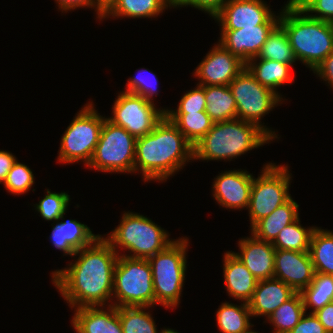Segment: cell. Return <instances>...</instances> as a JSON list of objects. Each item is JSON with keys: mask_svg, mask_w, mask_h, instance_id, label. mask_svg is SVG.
<instances>
[{"mask_svg": "<svg viewBox=\"0 0 333 333\" xmlns=\"http://www.w3.org/2000/svg\"><path fill=\"white\" fill-rule=\"evenodd\" d=\"M278 24H260L237 30H221L219 43L243 62L256 57Z\"/></svg>", "mask_w": 333, "mask_h": 333, "instance_id": "17", "label": "cell"}, {"mask_svg": "<svg viewBox=\"0 0 333 333\" xmlns=\"http://www.w3.org/2000/svg\"><path fill=\"white\" fill-rule=\"evenodd\" d=\"M174 7V0H112L105 6L102 18H155L167 8Z\"/></svg>", "mask_w": 333, "mask_h": 333, "instance_id": "23", "label": "cell"}, {"mask_svg": "<svg viewBox=\"0 0 333 333\" xmlns=\"http://www.w3.org/2000/svg\"><path fill=\"white\" fill-rule=\"evenodd\" d=\"M149 306L117 307L123 333H159Z\"/></svg>", "mask_w": 333, "mask_h": 333, "instance_id": "33", "label": "cell"}, {"mask_svg": "<svg viewBox=\"0 0 333 333\" xmlns=\"http://www.w3.org/2000/svg\"><path fill=\"white\" fill-rule=\"evenodd\" d=\"M253 328L251 327L246 333H258L255 330H252Z\"/></svg>", "mask_w": 333, "mask_h": 333, "instance_id": "49", "label": "cell"}, {"mask_svg": "<svg viewBox=\"0 0 333 333\" xmlns=\"http://www.w3.org/2000/svg\"><path fill=\"white\" fill-rule=\"evenodd\" d=\"M305 311L312 309L310 313L323 308L333 302V275L321 273L314 274L313 281L301 292Z\"/></svg>", "mask_w": 333, "mask_h": 333, "instance_id": "32", "label": "cell"}, {"mask_svg": "<svg viewBox=\"0 0 333 333\" xmlns=\"http://www.w3.org/2000/svg\"><path fill=\"white\" fill-rule=\"evenodd\" d=\"M279 25L297 61L314 71L333 52V23L310 17L299 6H284Z\"/></svg>", "mask_w": 333, "mask_h": 333, "instance_id": "3", "label": "cell"}, {"mask_svg": "<svg viewBox=\"0 0 333 333\" xmlns=\"http://www.w3.org/2000/svg\"><path fill=\"white\" fill-rule=\"evenodd\" d=\"M253 175L247 170H228L214 178L212 196L217 204L226 209L248 208Z\"/></svg>", "mask_w": 333, "mask_h": 333, "instance_id": "15", "label": "cell"}, {"mask_svg": "<svg viewBox=\"0 0 333 333\" xmlns=\"http://www.w3.org/2000/svg\"><path fill=\"white\" fill-rule=\"evenodd\" d=\"M34 178L33 171L27 165L17 160L8 172L3 185L8 190L7 192L13 195H22L30 191L31 187L34 186Z\"/></svg>", "mask_w": 333, "mask_h": 333, "instance_id": "36", "label": "cell"}, {"mask_svg": "<svg viewBox=\"0 0 333 333\" xmlns=\"http://www.w3.org/2000/svg\"><path fill=\"white\" fill-rule=\"evenodd\" d=\"M120 220L107 237L103 236L118 255L149 259L175 241L169 239L170 234L164 228L142 214L124 211ZM126 251L130 254H125Z\"/></svg>", "mask_w": 333, "mask_h": 333, "instance_id": "5", "label": "cell"}, {"mask_svg": "<svg viewBox=\"0 0 333 333\" xmlns=\"http://www.w3.org/2000/svg\"><path fill=\"white\" fill-rule=\"evenodd\" d=\"M167 110L157 108L140 95L121 91L112 106V117L107 119L139 138L152 132Z\"/></svg>", "mask_w": 333, "mask_h": 333, "instance_id": "12", "label": "cell"}, {"mask_svg": "<svg viewBox=\"0 0 333 333\" xmlns=\"http://www.w3.org/2000/svg\"><path fill=\"white\" fill-rule=\"evenodd\" d=\"M293 65L260 59L256 56L245 63V68L262 86L274 91L283 99L277 88L294 81V76L291 74Z\"/></svg>", "mask_w": 333, "mask_h": 333, "instance_id": "24", "label": "cell"}, {"mask_svg": "<svg viewBox=\"0 0 333 333\" xmlns=\"http://www.w3.org/2000/svg\"><path fill=\"white\" fill-rule=\"evenodd\" d=\"M100 1L104 6H106L112 0H100Z\"/></svg>", "mask_w": 333, "mask_h": 333, "instance_id": "48", "label": "cell"}, {"mask_svg": "<svg viewBox=\"0 0 333 333\" xmlns=\"http://www.w3.org/2000/svg\"><path fill=\"white\" fill-rule=\"evenodd\" d=\"M229 87L236 102L237 119L256 124L272 140L279 139V135L261 120L285 99L262 86L246 68L229 83Z\"/></svg>", "mask_w": 333, "mask_h": 333, "instance_id": "9", "label": "cell"}, {"mask_svg": "<svg viewBox=\"0 0 333 333\" xmlns=\"http://www.w3.org/2000/svg\"><path fill=\"white\" fill-rule=\"evenodd\" d=\"M327 333H333V302L314 312Z\"/></svg>", "mask_w": 333, "mask_h": 333, "instance_id": "44", "label": "cell"}, {"mask_svg": "<svg viewBox=\"0 0 333 333\" xmlns=\"http://www.w3.org/2000/svg\"><path fill=\"white\" fill-rule=\"evenodd\" d=\"M313 73L333 89V52L316 67Z\"/></svg>", "mask_w": 333, "mask_h": 333, "instance_id": "43", "label": "cell"}, {"mask_svg": "<svg viewBox=\"0 0 333 333\" xmlns=\"http://www.w3.org/2000/svg\"><path fill=\"white\" fill-rule=\"evenodd\" d=\"M205 99L206 113L214 123L237 119V106L229 86H205Z\"/></svg>", "mask_w": 333, "mask_h": 333, "instance_id": "26", "label": "cell"}, {"mask_svg": "<svg viewBox=\"0 0 333 333\" xmlns=\"http://www.w3.org/2000/svg\"><path fill=\"white\" fill-rule=\"evenodd\" d=\"M56 223V224H55ZM50 242L64 255L72 257L76 251L91 245L100 234L92 233L90 227L77 220L61 221L53 223Z\"/></svg>", "mask_w": 333, "mask_h": 333, "instance_id": "21", "label": "cell"}, {"mask_svg": "<svg viewBox=\"0 0 333 333\" xmlns=\"http://www.w3.org/2000/svg\"><path fill=\"white\" fill-rule=\"evenodd\" d=\"M165 115L193 146L211 129L214 123L206 111L165 112Z\"/></svg>", "mask_w": 333, "mask_h": 333, "instance_id": "27", "label": "cell"}, {"mask_svg": "<svg viewBox=\"0 0 333 333\" xmlns=\"http://www.w3.org/2000/svg\"><path fill=\"white\" fill-rule=\"evenodd\" d=\"M257 57L284 64H294L297 61L286 32L279 24L269 34Z\"/></svg>", "mask_w": 333, "mask_h": 333, "instance_id": "34", "label": "cell"}, {"mask_svg": "<svg viewBox=\"0 0 333 333\" xmlns=\"http://www.w3.org/2000/svg\"><path fill=\"white\" fill-rule=\"evenodd\" d=\"M104 120L105 116L98 113L93 102L86 103L62 134L58 162H83L87 167L99 141Z\"/></svg>", "mask_w": 333, "mask_h": 333, "instance_id": "8", "label": "cell"}, {"mask_svg": "<svg viewBox=\"0 0 333 333\" xmlns=\"http://www.w3.org/2000/svg\"><path fill=\"white\" fill-rule=\"evenodd\" d=\"M307 315V316H306ZM289 333H327L314 313H306Z\"/></svg>", "mask_w": 333, "mask_h": 333, "instance_id": "42", "label": "cell"}, {"mask_svg": "<svg viewBox=\"0 0 333 333\" xmlns=\"http://www.w3.org/2000/svg\"><path fill=\"white\" fill-rule=\"evenodd\" d=\"M264 0H228L212 17L221 30H237L260 24H279L280 13L271 11Z\"/></svg>", "mask_w": 333, "mask_h": 333, "instance_id": "13", "label": "cell"}, {"mask_svg": "<svg viewBox=\"0 0 333 333\" xmlns=\"http://www.w3.org/2000/svg\"><path fill=\"white\" fill-rule=\"evenodd\" d=\"M177 106V110L169 109L166 112L206 111L205 86L196 84L194 89L186 91Z\"/></svg>", "mask_w": 333, "mask_h": 333, "instance_id": "38", "label": "cell"}, {"mask_svg": "<svg viewBox=\"0 0 333 333\" xmlns=\"http://www.w3.org/2000/svg\"><path fill=\"white\" fill-rule=\"evenodd\" d=\"M296 292L283 281L276 278L257 282L251 300L248 302L252 318H268L282 303L292 298Z\"/></svg>", "mask_w": 333, "mask_h": 333, "instance_id": "20", "label": "cell"}, {"mask_svg": "<svg viewBox=\"0 0 333 333\" xmlns=\"http://www.w3.org/2000/svg\"><path fill=\"white\" fill-rule=\"evenodd\" d=\"M299 7L312 18L333 23V0H305Z\"/></svg>", "mask_w": 333, "mask_h": 333, "instance_id": "39", "label": "cell"}, {"mask_svg": "<svg viewBox=\"0 0 333 333\" xmlns=\"http://www.w3.org/2000/svg\"><path fill=\"white\" fill-rule=\"evenodd\" d=\"M299 206L291 197L270 215L257 221L250 228L251 232L249 233L259 240L273 242L284 227L299 218Z\"/></svg>", "mask_w": 333, "mask_h": 333, "instance_id": "25", "label": "cell"}, {"mask_svg": "<svg viewBox=\"0 0 333 333\" xmlns=\"http://www.w3.org/2000/svg\"><path fill=\"white\" fill-rule=\"evenodd\" d=\"M193 145L165 115L149 134L136 140L134 173L144 182H165L193 160ZM192 160V161H190Z\"/></svg>", "mask_w": 333, "mask_h": 333, "instance_id": "2", "label": "cell"}, {"mask_svg": "<svg viewBox=\"0 0 333 333\" xmlns=\"http://www.w3.org/2000/svg\"><path fill=\"white\" fill-rule=\"evenodd\" d=\"M66 268L52 271L51 281L71 310L85 306L112 305L114 269L118 253L100 235Z\"/></svg>", "mask_w": 333, "mask_h": 333, "instance_id": "1", "label": "cell"}, {"mask_svg": "<svg viewBox=\"0 0 333 333\" xmlns=\"http://www.w3.org/2000/svg\"><path fill=\"white\" fill-rule=\"evenodd\" d=\"M238 247L240 252H232L258 281L273 278L276 249L272 242L259 240L251 234L239 239Z\"/></svg>", "mask_w": 333, "mask_h": 333, "instance_id": "18", "label": "cell"}, {"mask_svg": "<svg viewBox=\"0 0 333 333\" xmlns=\"http://www.w3.org/2000/svg\"><path fill=\"white\" fill-rule=\"evenodd\" d=\"M144 73L148 74V77ZM149 74L151 77H149ZM157 85L158 80L156 75L152 71L142 68L136 76L128 79L126 89L123 91L140 95L147 101L154 103L153 96H157L159 92Z\"/></svg>", "mask_w": 333, "mask_h": 333, "instance_id": "37", "label": "cell"}, {"mask_svg": "<svg viewBox=\"0 0 333 333\" xmlns=\"http://www.w3.org/2000/svg\"><path fill=\"white\" fill-rule=\"evenodd\" d=\"M58 4V9L63 13L77 9V8H92L95 9L96 18L102 21L105 6L101 3L100 0H55Z\"/></svg>", "mask_w": 333, "mask_h": 333, "instance_id": "40", "label": "cell"}, {"mask_svg": "<svg viewBox=\"0 0 333 333\" xmlns=\"http://www.w3.org/2000/svg\"><path fill=\"white\" fill-rule=\"evenodd\" d=\"M159 333H179L177 330L175 331L174 329L171 328H163L161 329V331H159Z\"/></svg>", "mask_w": 333, "mask_h": 333, "instance_id": "47", "label": "cell"}, {"mask_svg": "<svg viewBox=\"0 0 333 333\" xmlns=\"http://www.w3.org/2000/svg\"><path fill=\"white\" fill-rule=\"evenodd\" d=\"M223 278L228 296L248 303L255 291L258 280L232 252H224Z\"/></svg>", "mask_w": 333, "mask_h": 333, "instance_id": "22", "label": "cell"}, {"mask_svg": "<svg viewBox=\"0 0 333 333\" xmlns=\"http://www.w3.org/2000/svg\"><path fill=\"white\" fill-rule=\"evenodd\" d=\"M300 222V218H298L280 231L272 242L275 249L298 252L309 251L311 236L316 226L306 228Z\"/></svg>", "mask_w": 333, "mask_h": 333, "instance_id": "31", "label": "cell"}, {"mask_svg": "<svg viewBox=\"0 0 333 333\" xmlns=\"http://www.w3.org/2000/svg\"><path fill=\"white\" fill-rule=\"evenodd\" d=\"M112 301L115 307H154L152 271L147 259L118 255L114 269Z\"/></svg>", "mask_w": 333, "mask_h": 333, "instance_id": "7", "label": "cell"}, {"mask_svg": "<svg viewBox=\"0 0 333 333\" xmlns=\"http://www.w3.org/2000/svg\"><path fill=\"white\" fill-rule=\"evenodd\" d=\"M309 253L316 273L333 275V231L316 227Z\"/></svg>", "mask_w": 333, "mask_h": 333, "instance_id": "29", "label": "cell"}, {"mask_svg": "<svg viewBox=\"0 0 333 333\" xmlns=\"http://www.w3.org/2000/svg\"><path fill=\"white\" fill-rule=\"evenodd\" d=\"M47 193L39 203L34 204L35 210L46 221L64 220L68 210L70 195L66 192L56 193L46 189Z\"/></svg>", "mask_w": 333, "mask_h": 333, "instance_id": "35", "label": "cell"}, {"mask_svg": "<svg viewBox=\"0 0 333 333\" xmlns=\"http://www.w3.org/2000/svg\"><path fill=\"white\" fill-rule=\"evenodd\" d=\"M228 0H174V8L191 6L213 17Z\"/></svg>", "mask_w": 333, "mask_h": 333, "instance_id": "41", "label": "cell"}, {"mask_svg": "<svg viewBox=\"0 0 333 333\" xmlns=\"http://www.w3.org/2000/svg\"><path fill=\"white\" fill-rule=\"evenodd\" d=\"M271 141L256 124L241 119L215 122L193 146V160L232 161L248 151L271 144Z\"/></svg>", "mask_w": 333, "mask_h": 333, "instance_id": "4", "label": "cell"}, {"mask_svg": "<svg viewBox=\"0 0 333 333\" xmlns=\"http://www.w3.org/2000/svg\"><path fill=\"white\" fill-rule=\"evenodd\" d=\"M289 168L288 164L266 163L258 177H253L247 208L250 228L292 197L289 193L292 179Z\"/></svg>", "mask_w": 333, "mask_h": 333, "instance_id": "10", "label": "cell"}, {"mask_svg": "<svg viewBox=\"0 0 333 333\" xmlns=\"http://www.w3.org/2000/svg\"><path fill=\"white\" fill-rule=\"evenodd\" d=\"M245 68L238 56L226 50L219 42L206 54L204 59L194 69V77L198 78L199 85L213 86L226 85Z\"/></svg>", "mask_w": 333, "mask_h": 333, "instance_id": "14", "label": "cell"}, {"mask_svg": "<svg viewBox=\"0 0 333 333\" xmlns=\"http://www.w3.org/2000/svg\"><path fill=\"white\" fill-rule=\"evenodd\" d=\"M17 158L9 151L0 150V184L5 181Z\"/></svg>", "mask_w": 333, "mask_h": 333, "instance_id": "45", "label": "cell"}, {"mask_svg": "<svg viewBox=\"0 0 333 333\" xmlns=\"http://www.w3.org/2000/svg\"><path fill=\"white\" fill-rule=\"evenodd\" d=\"M189 238L175 239L165 250L148 260L154 285L155 305L176 308L180 304L187 270Z\"/></svg>", "mask_w": 333, "mask_h": 333, "instance_id": "6", "label": "cell"}, {"mask_svg": "<svg viewBox=\"0 0 333 333\" xmlns=\"http://www.w3.org/2000/svg\"><path fill=\"white\" fill-rule=\"evenodd\" d=\"M301 293H296L285 303H282L270 316L267 322L272 325V333H289L305 314Z\"/></svg>", "mask_w": 333, "mask_h": 333, "instance_id": "30", "label": "cell"}, {"mask_svg": "<svg viewBox=\"0 0 333 333\" xmlns=\"http://www.w3.org/2000/svg\"><path fill=\"white\" fill-rule=\"evenodd\" d=\"M71 325L76 333H123L114 305L76 308Z\"/></svg>", "mask_w": 333, "mask_h": 333, "instance_id": "19", "label": "cell"}, {"mask_svg": "<svg viewBox=\"0 0 333 333\" xmlns=\"http://www.w3.org/2000/svg\"><path fill=\"white\" fill-rule=\"evenodd\" d=\"M248 303L241 305L224 302L216 312V323L221 333H246L254 325Z\"/></svg>", "mask_w": 333, "mask_h": 333, "instance_id": "28", "label": "cell"}, {"mask_svg": "<svg viewBox=\"0 0 333 333\" xmlns=\"http://www.w3.org/2000/svg\"><path fill=\"white\" fill-rule=\"evenodd\" d=\"M304 0H288L284 6H300Z\"/></svg>", "mask_w": 333, "mask_h": 333, "instance_id": "46", "label": "cell"}, {"mask_svg": "<svg viewBox=\"0 0 333 333\" xmlns=\"http://www.w3.org/2000/svg\"><path fill=\"white\" fill-rule=\"evenodd\" d=\"M137 138L105 118L88 168L99 172L134 173Z\"/></svg>", "mask_w": 333, "mask_h": 333, "instance_id": "11", "label": "cell"}, {"mask_svg": "<svg viewBox=\"0 0 333 333\" xmlns=\"http://www.w3.org/2000/svg\"><path fill=\"white\" fill-rule=\"evenodd\" d=\"M314 274L309 251L276 249L273 278L283 281L296 293H301L311 284Z\"/></svg>", "mask_w": 333, "mask_h": 333, "instance_id": "16", "label": "cell"}]
</instances>
